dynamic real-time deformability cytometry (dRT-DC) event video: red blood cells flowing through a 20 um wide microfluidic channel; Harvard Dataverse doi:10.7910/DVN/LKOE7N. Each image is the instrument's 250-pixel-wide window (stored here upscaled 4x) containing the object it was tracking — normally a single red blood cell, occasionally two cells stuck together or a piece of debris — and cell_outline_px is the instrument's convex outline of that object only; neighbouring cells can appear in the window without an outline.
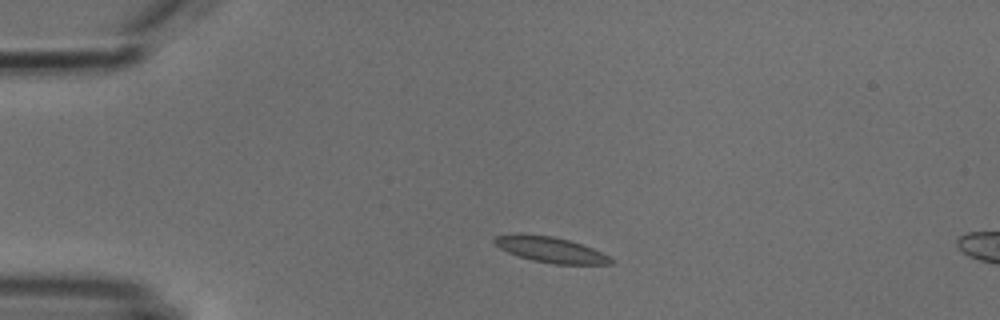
{"species": "common noctule bat (a hibernating species)", "species_latin": "Nyctalus noctula", "temperature_condition": "cold", "stored_images_in_passage": 3, "segment_of_instrument_passage": [1, 2], "camera_frame_rate_fps": 3000, "um_per_image_px": 0.085, "animal": {"sex": "male", "body_mass_g": 18.8}, "frame": {"image": 1, "passage_image": 1, "time_ms": 0.0, "image_size_px": [1000, 320], "cell_outline_px": [[616, 264], [552, 264], [532, 260], [508, 252], [500, 248], [492, 240], [496, 236], [512, 232], [524, 232], [552, 236], [568, 240], [592, 248], [616, 260]], "centroid_in_image_um": [46.77, 21.2], "position_along_channel_um": 38.2, "area_um2": 17.63}}